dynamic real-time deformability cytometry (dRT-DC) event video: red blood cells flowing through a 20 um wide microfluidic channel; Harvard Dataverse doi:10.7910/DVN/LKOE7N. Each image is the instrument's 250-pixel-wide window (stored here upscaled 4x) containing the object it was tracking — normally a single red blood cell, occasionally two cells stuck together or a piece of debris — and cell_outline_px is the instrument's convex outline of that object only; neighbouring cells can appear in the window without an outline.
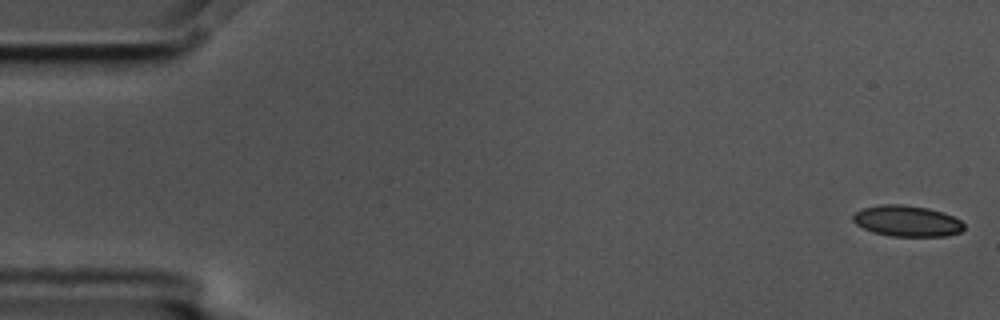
{"species": "common noctule bat (a hibernating species)", "species_latin": "Nyctalus noctula", "temperature_condition": "cold", "stored_images_in_passage": 8, "camera_frame_rate_fps": 3000, "um_per_image_px": 0.085, "animal": {"sex": "male", "body_mass_g": 17.5, "forearm_length_mm": 52.3}, "frame": {"image": 1, "passage_image": 1, "time_ms": 0.0, "image_size_px": [1000, 320], "cell_outline_px": [[964, 228], [960, 232], [944, 236], [892, 236], [872, 232], [856, 224], [852, 220], [852, 216], [856, 212], [864, 208], [880, 204], [904, 204], [928, 208], [952, 216], [960, 220], [964, 224]], "centroid_in_image_um": [77.07, 18.78], "position_along_channel_um": 7.9, "area_um2": 19.94}}
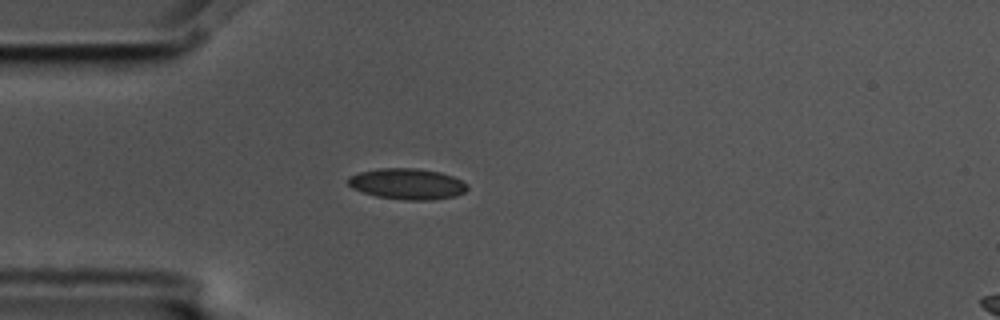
{"frame": {"image": 2, "passage_image": 5, "time_ms": 1.333, "image_size_px": [1000, 320], "cell_outline_px": [[468, 188], [464, 192], [456, 196], [432, 200], [404, 200], [376, 196], [352, 188], [348, 184], [348, 176], [360, 172], [380, 168], [416, 168], [440, 172], [452, 176], [468, 184]], "centroid_in_image_um": [34.63, 15.63], "position_along_channel_um": 50.4, "area_um2": 21.5}}